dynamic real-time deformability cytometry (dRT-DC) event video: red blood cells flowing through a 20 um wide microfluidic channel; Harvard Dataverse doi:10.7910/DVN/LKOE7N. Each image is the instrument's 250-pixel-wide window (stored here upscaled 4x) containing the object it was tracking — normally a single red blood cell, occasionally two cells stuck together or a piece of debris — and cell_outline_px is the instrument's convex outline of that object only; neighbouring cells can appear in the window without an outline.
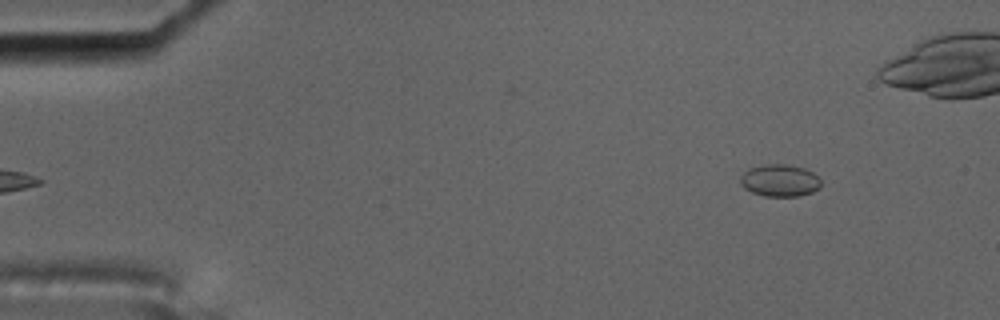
{"species": "common noctule bat (a hibernating species)", "species_latin": "Nyctalus noctula", "temperature_condition": "cold", "stored_images_in_passage": 4, "camera_frame_rate_fps": 3000, "um_per_image_px": 0.085, "animal": {"sex": "male", "body_mass_g": 17.5, "forearm_length_mm": 52.3}, "frame": {"image": 1, "passage_image": 4, "time_ms": 1.0, "image_size_px": [1000, 320], "cell_outline_px": [[820, 188], [812, 192], [800, 196], [764, 196], [752, 192], [744, 188], [740, 184], [740, 176], [748, 168], [768, 164], [784, 164], [804, 168], [812, 172], [820, 180]], "centroid_in_image_um": [66.26, 15.34], "position_along_channel_um": 18.7, "area_um2": 15.09}}